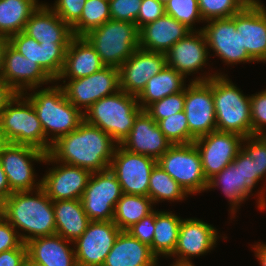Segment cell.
I'll return each instance as SVG.
<instances>
[{
  "label": "cell",
  "mask_w": 266,
  "mask_h": 266,
  "mask_svg": "<svg viewBox=\"0 0 266 266\" xmlns=\"http://www.w3.org/2000/svg\"><path fill=\"white\" fill-rule=\"evenodd\" d=\"M117 145L109 134L83 120L54 142L48 154L55 161L98 172L109 169Z\"/></svg>",
  "instance_id": "1"
},
{
  "label": "cell",
  "mask_w": 266,
  "mask_h": 266,
  "mask_svg": "<svg viewBox=\"0 0 266 266\" xmlns=\"http://www.w3.org/2000/svg\"><path fill=\"white\" fill-rule=\"evenodd\" d=\"M0 214L18 233L22 232L19 236L24 244L37 237L56 234L53 201L41 187L33 191L13 192L0 205Z\"/></svg>",
  "instance_id": "2"
},
{
  "label": "cell",
  "mask_w": 266,
  "mask_h": 266,
  "mask_svg": "<svg viewBox=\"0 0 266 266\" xmlns=\"http://www.w3.org/2000/svg\"><path fill=\"white\" fill-rule=\"evenodd\" d=\"M37 89H30L31 94L24 92L23 95L32 103L44 135L52 145L60 137L77 129L84 120V115L70 103L58 83Z\"/></svg>",
  "instance_id": "3"
},
{
  "label": "cell",
  "mask_w": 266,
  "mask_h": 266,
  "mask_svg": "<svg viewBox=\"0 0 266 266\" xmlns=\"http://www.w3.org/2000/svg\"><path fill=\"white\" fill-rule=\"evenodd\" d=\"M141 111L136 96L119 90L95 102L83 115L87 123L99 127L120 145Z\"/></svg>",
  "instance_id": "4"
},
{
  "label": "cell",
  "mask_w": 266,
  "mask_h": 266,
  "mask_svg": "<svg viewBox=\"0 0 266 266\" xmlns=\"http://www.w3.org/2000/svg\"><path fill=\"white\" fill-rule=\"evenodd\" d=\"M216 128L244 138L252 136L250 95L245 96L227 75L213 77Z\"/></svg>",
  "instance_id": "5"
},
{
  "label": "cell",
  "mask_w": 266,
  "mask_h": 266,
  "mask_svg": "<svg viewBox=\"0 0 266 266\" xmlns=\"http://www.w3.org/2000/svg\"><path fill=\"white\" fill-rule=\"evenodd\" d=\"M0 129L6 143L32 146L47 154L51 149L32 103L23 94H16L0 114Z\"/></svg>",
  "instance_id": "6"
},
{
  "label": "cell",
  "mask_w": 266,
  "mask_h": 266,
  "mask_svg": "<svg viewBox=\"0 0 266 266\" xmlns=\"http://www.w3.org/2000/svg\"><path fill=\"white\" fill-rule=\"evenodd\" d=\"M84 37L105 66L119 68L139 48V29L126 21L110 19Z\"/></svg>",
  "instance_id": "7"
},
{
  "label": "cell",
  "mask_w": 266,
  "mask_h": 266,
  "mask_svg": "<svg viewBox=\"0 0 266 266\" xmlns=\"http://www.w3.org/2000/svg\"><path fill=\"white\" fill-rule=\"evenodd\" d=\"M203 74V76L199 74L194 79L191 78L188 87L185 88L184 112L189 132L195 138L217 130L213 100V77L227 75L221 72Z\"/></svg>",
  "instance_id": "8"
},
{
  "label": "cell",
  "mask_w": 266,
  "mask_h": 266,
  "mask_svg": "<svg viewBox=\"0 0 266 266\" xmlns=\"http://www.w3.org/2000/svg\"><path fill=\"white\" fill-rule=\"evenodd\" d=\"M157 163L188 195L207 191L208 180L204 175L200 154L194 143L172 145Z\"/></svg>",
  "instance_id": "9"
},
{
  "label": "cell",
  "mask_w": 266,
  "mask_h": 266,
  "mask_svg": "<svg viewBox=\"0 0 266 266\" xmlns=\"http://www.w3.org/2000/svg\"><path fill=\"white\" fill-rule=\"evenodd\" d=\"M46 155L44 151L28 145L6 143L1 148L0 163L12 192L33 191L41 187L33 161L43 163Z\"/></svg>",
  "instance_id": "10"
},
{
  "label": "cell",
  "mask_w": 266,
  "mask_h": 266,
  "mask_svg": "<svg viewBox=\"0 0 266 266\" xmlns=\"http://www.w3.org/2000/svg\"><path fill=\"white\" fill-rule=\"evenodd\" d=\"M66 80L67 83H60V86L70 103L82 113L101 98L120 90L119 69L111 66H105L87 77Z\"/></svg>",
  "instance_id": "11"
},
{
  "label": "cell",
  "mask_w": 266,
  "mask_h": 266,
  "mask_svg": "<svg viewBox=\"0 0 266 266\" xmlns=\"http://www.w3.org/2000/svg\"><path fill=\"white\" fill-rule=\"evenodd\" d=\"M122 194L117 177L110 169H107L92 172L81 202L91 221H110L113 220L117 201Z\"/></svg>",
  "instance_id": "12"
},
{
  "label": "cell",
  "mask_w": 266,
  "mask_h": 266,
  "mask_svg": "<svg viewBox=\"0 0 266 266\" xmlns=\"http://www.w3.org/2000/svg\"><path fill=\"white\" fill-rule=\"evenodd\" d=\"M157 160L129 152L117 145L109 169L115 174L124 194L147 196L149 179Z\"/></svg>",
  "instance_id": "13"
},
{
  "label": "cell",
  "mask_w": 266,
  "mask_h": 266,
  "mask_svg": "<svg viewBox=\"0 0 266 266\" xmlns=\"http://www.w3.org/2000/svg\"><path fill=\"white\" fill-rule=\"evenodd\" d=\"M201 27L209 55L211 50L226 65L256 62L242 47L241 32L236 30V14L231 18L213 19Z\"/></svg>",
  "instance_id": "14"
},
{
  "label": "cell",
  "mask_w": 266,
  "mask_h": 266,
  "mask_svg": "<svg viewBox=\"0 0 266 266\" xmlns=\"http://www.w3.org/2000/svg\"><path fill=\"white\" fill-rule=\"evenodd\" d=\"M43 163L54 165L41 179V188L52 201L81 199L91 171L55 161L49 154Z\"/></svg>",
  "instance_id": "15"
},
{
  "label": "cell",
  "mask_w": 266,
  "mask_h": 266,
  "mask_svg": "<svg viewBox=\"0 0 266 266\" xmlns=\"http://www.w3.org/2000/svg\"><path fill=\"white\" fill-rule=\"evenodd\" d=\"M243 140L244 137L239 134L217 130L195 139L194 145L200 154L207 180L233 162Z\"/></svg>",
  "instance_id": "16"
},
{
  "label": "cell",
  "mask_w": 266,
  "mask_h": 266,
  "mask_svg": "<svg viewBox=\"0 0 266 266\" xmlns=\"http://www.w3.org/2000/svg\"><path fill=\"white\" fill-rule=\"evenodd\" d=\"M112 221H91L73 242L77 266H102L120 233Z\"/></svg>",
  "instance_id": "17"
},
{
  "label": "cell",
  "mask_w": 266,
  "mask_h": 266,
  "mask_svg": "<svg viewBox=\"0 0 266 266\" xmlns=\"http://www.w3.org/2000/svg\"><path fill=\"white\" fill-rule=\"evenodd\" d=\"M1 78L17 94L55 83L36 62L20 54L9 42L4 50Z\"/></svg>",
  "instance_id": "18"
},
{
  "label": "cell",
  "mask_w": 266,
  "mask_h": 266,
  "mask_svg": "<svg viewBox=\"0 0 266 266\" xmlns=\"http://www.w3.org/2000/svg\"><path fill=\"white\" fill-rule=\"evenodd\" d=\"M218 231L213 225L197 218L182 219L178 242L170 256L176 261L192 262V257L204 256L211 252L219 240Z\"/></svg>",
  "instance_id": "19"
},
{
  "label": "cell",
  "mask_w": 266,
  "mask_h": 266,
  "mask_svg": "<svg viewBox=\"0 0 266 266\" xmlns=\"http://www.w3.org/2000/svg\"><path fill=\"white\" fill-rule=\"evenodd\" d=\"M166 66L163 53L138 48L118 69L120 90L138 96L148 80Z\"/></svg>",
  "instance_id": "20"
},
{
  "label": "cell",
  "mask_w": 266,
  "mask_h": 266,
  "mask_svg": "<svg viewBox=\"0 0 266 266\" xmlns=\"http://www.w3.org/2000/svg\"><path fill=\"white\" fill-rule=\"evenodd\" d=\"M120 146L129 152L158 160L172 143L164 136L157 122L142 110L135 118L130 134Z\"/></svg>",
  "instance_id": "21"
},
{
  "label": "cell",
  "mask_w": 266,
  "mask_h": 266,
  "mask_svg": "<svg viewBox=\"0 0 266 266\" xmlns=\"http://www.w3.org/2000/svg\"><path fill=\"white\" fill-rule=\"evenodd\" d=\"M9 43L27 59L36 62L54 82L57 80L69 43H39L23 31L11 36Z\"/></svg>",
  "instance_id": "22"
},
{
  "label": "cell",
  "mask_w": 266,
  "mask_h": 266,
  "mask_svg": "<svg viewBox=\"0 0 266 266\" xmlns=\"http://www.w3.org/2000/svg\"><path fill=\"white\" fill-rule=\"evenodd\" d=\"M166 66L177 72L193 75L203 70L209 64V50L202 30L191 31L184 38L176 42L166 53ZM209 56V57H208ZM193 73V74H192Z\"/></svg>",
  "instance_id": "23"
},
{
  "label": "cell",
  "mask_w": 266,
  "mask_h": 266,
  "mask_svg": "<svg viewBox=\"0 0 266 266\" xmlns=\"http://www.w3.org/2000/svg\"><path fill=\"white\" fill-rule=\"evenodd\" d=\"M236 30L241 32L242 47L258 63L266 62V7L247 4L236 14Z\"/></svg>",
  "instance_id": "24"
},
{
  "label": "cell",
  "mask_w": 266,
  "mask_h": 266,
  "mask_svg": "<svg viewBox=\"0 0 266 266\" xmlns=\"http://www.w3.org/2000/svg\"><path fill=\"white\" fill-rule=\"evenodd\" d=\"M23 32L39 43H69L74 37L65 23L47 3H41L31 14Z\"/></svg>",
  "instance_id": "25"
},
{
  "label": "cell",
  "mask_w": 266,
  "mask_h": 266,
  "mask_svg": "<svg viewBox=\"0 0 266 266\" xmlns=\"http://www.w3.org/2000/svg\"><path fill=\"white\" fill-rule=\"evenodd\" d=\"M189 32L184 24L165 14L139 29V48L165 54Z\"/></svg>",
  "instance_id": "26"
},
{
  "label": "cell",
  "mask_w": 266,
  "mask_h": 266,
  "mask_svg": "<svg viewBox=\"0 0 266 266\" xmlns=\"http://www.w3.org/2000/svg\"><path fill=\"white\" fill-rule=\"evenodd\" d=\"M105 65L95 48L85 37H73L66 50L64 66L61 74L55 82H65L67 79H79L87 77Z\"/></svg>",
  "instance_id": "27"
},
{
  "label": "cell",
  "mask_w": 266,
  "mask_h": 266,
  "mask_svg": "<svg viewBox=\"0 0 266 266\" xmlns=\"http://www.w3.org/2000/svg\"><path fill=\"white\" fill-rule=\"evenodd\" d=\"M72 244L57 234L37 237L26 243L27 255L46 266H77Z\"/></svg>",
  "instance_id": "28"
},
{
  "label": "cell",
  "mask_w": 266,
  "mask_h": 266,
  "mask_svg": "<svg viewBox=\"0 0 266 266\" xmlns=\"http://www.w3.org/2000/svg\"><path fill=\"white\" fill-rule=\"evenodd\" d=\"M158 261L148 245L120 231L102 266H156Z\"/></svg>",
  "instance_id": "29"
},
{
  "label": "cell",
  "mask_w": 266,
  "mask_h": 266,
  "mask_svg": "<svg viewBox=\"0 0 266 266\" xmlns=\"http://www.w3.org/2000/svg\"><path fill=\"white\" fill-rule=\"evenodd\" d=\"M53 210L56 234L70 242H75L91 222L81 199L53 201Z\"/></svg>",
  "instance_id": "30"
},
{
  "label": "cell",
  "mask_w": 266,
  "mask_h": 266,
  "mask_svg": "<svg viewBox=\"0 0 266 266\" xmlns=\"http://www.w3.org/2000/svg\"><path fill=\"white\" fill-rule=\"evenodd\" d=\"M216 187H220L221 192L228 198L231 219L235 218L236 215L234 214H236L240 205L250 197L245 192V183H242L241 150L229 166H226L208 180L207 191Z\"/></svg>",
  "instance_id": "31"
},
{
  "label": "cell",
  "mask_w": 266,
  "mask_h": 266,
  "mask_svg": "<svg viewBox=\"0 0 266 266\" xmlns=\"http://www.w3.org/2000/svg\"><path fill=\"white\" fill-rule=\"evenodd\" d=\"M186 77L175 69L165 66L158 74L153 75L146 83L145 88L137 96L142 110L150 104L163 99L166 96L184 91Z\"/></svg>",
  "instance_id": "32"
},
{
  "label": "cell",
  "mask_w": 266,
  "mask_h": 266,
  "mask_svg": "<svg viewBox=\"0 0 266 266\" xmlns=\"http://www.w3.org/2000/svg\"><path fill=\"white\" fill-rule=\"evenodd\" d=\"M181 222L180 216L172 211L155 210L154 237L150 249L157 258L159 256L170 258L174 253Z\"/></svg>",
  "instance_id": "33"
},
{
  "label": "cell",
  "mask_w": 266,
  "mask_h": 266,
  "mask_svg": "<svg viewBox=\"0 0 266 266\" xmlns=\"http://www.w3.org/2000/svg\"><path fill=\"white\" fill-rule=\"evenodd\" d=\"M39 0H0V35L10 38L24 30Z\"/></svg>",
  "instance_id": "34"
},
{
  "label": "cell",
  "mask_w": 266,
  "mask_h": 266,
  "mask_svg": "<svg viewBox=\"0 0 266 266\" xmlns=\"http://www.w3.org/2000/svg\"><path fill=\"white\" fill-rule=\"evenodd\" d=\"M147 196L122 194L117 201L113 222L121 231H127L134 224L150 214L154 208Z\"/></svg>",
  "instance_id": "35"
},
{
  "label": "cell",
  "mask_w": 266,
  "mask_h": 266,
  "mask_svg": "<svg viewBox=\"0 0 266 266\" xmlns=\"http://www.w3.org/2000/svg\"><path fill=\"white\" fill-rule=\"evenodd\" d=\"M148 197L152 203L182 201L188 197L185 190L157 163L149 179Z\"/></svg>",
  "instance_id": "36"
},
{
  "label": "cell",
  "mask_w": 266,
  "mask_h": 266,
  "mask_svg": "<svg viewBox=\"0 0 266 266\" xmlns=\"http://www.w3.org/2000/svg\"><path fill=\"white\" fill-rule=\"evenodd\" d=\"M110 19L109 0H86L80 19L71 27L73 36L84 37Z\"/></svg>",
  "instance_id": "37"
},
{
  "label": "cell",
  "mask_w": 266,
  "mask_h": 266,
  "mask_svg": "<svg viewBox=\"0 0 266 266\" xmlns=\"http://www.w3.org/2000/svg\"><path fill=\"white\" fill-rule=\"evenodd\" d=\"M158 127L164 136L175 144L194 143L195 137L189 132V127L184 111L170 115L169 117L159 120Z\"/></svg>",
  "instance_id": "38"
},
{
  "label": "cell",
  "mask_w": 266,
  "mask_h": 266,
  "mask_svg": "<svg viewBox=\"0 0 266 266\" xmlns=\"http://www.w3.org/2000/svg\"><path fill=\"white\" fill-rule=\"evenodd\" d=\"M165 12L166 15L172 16L191 31L202 30V28L196 29L194 26L196 22H204L199 10L198 0H169L165 4Z\"/></svg>",
  "instance_id": "39"
},
{
  "label": "cell",
  "mask_w": 266,
  "mask_h": 266,
  "mask_svg": "<svg viewBox=\"0 0 266 266\" xmlns=\"http://www.w3.org/2000/svg\"><path fill=\"white\" fill-rule=\"evenodd\" d=\"M198 5L205 23L213 19L231 18L247 3L244 0H198Z\"/></svg>",
  "instance_id": "40"
},
{
  "label": "cell",
  "mask_w": 266,
  "mask_h": 266,
  "mask_svg": "<svg viewBox=\"0 0 266 266\" xmlns=\"http://www.w3.org/2000/svg\"><path fill=\"white\" fill-rule=\"evenodd\" d=\"M241 149L255 161L256 183L266 177V135H253L244 138Z\"/></svg>",
  "instance_id": "41"
},
{
  "label": "cell",
  "mask_w": 266,
  "mask_h": 266,
  "mask_svg": "<svg viewBox=\"0 0 266 266\" xmlns=\"http://www.w3.org/2000/svg\"><path fill=\"white\" fill-rule=\"evenodd\" d=\"M185 90L150 104L145 111L156 121L184 111Z\"/></svg>",
  "instance_id": "42"
},
{
  "label": "cell",
  "mask_w": 266,
  "mask_h": 266,
  "mask_svg": "<svg viewBox=\"0 0 266 266\" xmlns=\"http://www.w3.org/2000/svg\"><path fill=\"white\" fill-rule=\"evenodd\" d=\"M252 136L266 135V89L250 95Z\"/></svg>",
  "instance_id": "43"
},
{
  "label": "cell",
  "mask_w": 266,
  "mask_h": 266,
  "mask_svg": "<svg viewBox=\"0 0 266 266\" xmlns=\"http://www.w3.org/2000/svg\"><path fill=\"white\" fill-rule=\"evenodd\" d=\"M142 0H109L112 20L135 23Z\"/></svg>",
  "instance_id": "44"
},
{
  "label": "cell",
  "mask_w": 266,
  "mask_h": 266,
  "mask_svg": "<svg viewBox=\"0 0 266 266\" xmlns=\"http://www.w3.org/2000/svg\"><path fill=\"white\" fill-rule=\"evenodd\" d=\"M86 0H56L49 7L70 27L81 17Z\"/></svg>",
  "instance_id": "45"
},
{
  "label": "cell",
  "mask_w": 266,
  "mask_h": 266,
  "mask_svg": "<svg viewBox=\"0 0 266 266\" xmlns=\"http://www.w3.org/2000/svg\"><path fill=\"white\" fill-rule=\"evenodd\" d=\"M165 14V5L158 0H142L135 24L140 29L145 24L155 21Z\"/></svg>",
  "instance_id": "46"
},
{
  "label": "cell",
  "mask_w": 266,
  "mask_h": 266,
  "mask_svg": "<svg viewBox=\"0 0 266 266\" xmlns=\"http://www.w3.org/2000/svg\"><path fill=\"white\" fill-rule=\"evenodd\" d=\"M155 229V209L127 231L142 243L151 246Z\"/></svg>",
  "instance_id": "47"
},
{
  "label": "cell",
  "mask_w": 266,
  "mask_h": 266,
  "mask_svg": "<svg viewBox=\"0 0 266 266\" xmlns=\"http://www.w3.org/2000/svg\"><path fill=\"white\" fill-rule=\"evenodd\" d=\"M23 243L18 231L0 214V253L18 248Z\"/></svg>",
  "instance_id": "48"
},
{
  "label": "cell",
  "mask_w": 266,
  "mask_h": 266,
  "mask_svg": "<svg viewBox=\"0 0 266 266\" xmlns=\"http://www.w3.org/2000/svg\"><path fill=\"white\" fill-rule=\"evenodd\" d=\"M241 174L242 183H245V192L253 196V190L256 186V166L255 161L251 160L248 155L241 149Z\"/></svg>",
  "instance_id": "49"
},
{
  "label": "cell",
  "mask_w": 266,
  "mask_h": 266,
  "mask_svg": "<svg viewBox=\"0 0 266 266\" xmlns=\"http://www.w3.org/2000/svg\"><path fill=\"white\" fill-rule=\"evenodd\" d=\"M27 258V246L22 244L15 249L0 253V266H23Z\"/></svg>",
  "instance_id": "50"
},
{
  "label": "cell",
  "mask_w": 266,
  "mask_h": 266,
  "mask_svg": "<svg viewBox=\"0 0 266 266\" xmlns=\"http://www.w3.org/2000/svg\"><path fill=\"white\" fill-rule=\"evenodd\" d=\"M17 93L0 78V114Z\"/></svg>",
  "instance_id": "51"
},
{
  "label": "cell",
  "mask_w": 266,
  "mask_h": 266,
  "mask_svg": "<svg viewBox=\"0 0 266 266\" xmlns=\"http://www.w3.org/2000/svg\"><path fill=\"white\" fill-rule=\"evenodd\" d=\"M6 174L0 163V205L12 194Z\"/></svg>",
  "instance_id": "52"
},
{
  "label": "cell",
  "mask_w": 266,
  "mask_h": 266,
  "mask_svg": "<svg viewBox=\"0 0 266 266\" xmlns=\"http://www.w3.org/2000/svg\"><path fill=\"white\" fill-rule=\"evenodd\" d=\"M252 247L260 266H266V243L264 244L263 242H258Z\"/></svg>",
  "instance_id": "53"
},
{
  "label": "cell",
  "mask_w": 266,
  "mask_h": 266,
  "mask_svg": "<svg viewBox=\"0 0 266 266\" xmlns=\"http://www.w3.org/2000/svg\"><path fill=\"white\" fill-rule=\"evenodd\" d=\"M8 42H9V38L0 35V78H1V75H2L4 50H5Z\"/></svg>",
  "instance_id": "54"
},
{
  "label": "cell",
  "mask_w": 266,
  "mask_h": 266,
  "mask_svg": "<svg viewBox=\"0 0 266 266\" xmlns=\"http://www.w3.org/2000/svg\"><path fill=\"white\" fill-rule=\"evenodd\" d=\"M23 266H46L38 262L33 261L28 255Z\"/></svg>",
  "instance_id": "55"
},
{
  "label": "cell",
  "mask_w": 266,
  "mask_h": 266,
  "mask_svg": "<svg viewBox=\"0 0 266 266\" xmlns=\"http://www.w3.org/2000/svg\"><path fill=\"white\" fill-rule=\"evenodd\" d=\"M175 262H173V264L170 266H195L193 262H181V261H176L174 260ZM159 262H157V265L156 266H160L158 265Z\"/></svg>",
  "instance_id": "56"
},
{
  "label": "cell",
  "mask_w": 266,
  "mask_h": 266,
  "mask_svg": "<svg viewBox=\"0 0 266 266\" xmlns=\"http://www.w3.org/2000/svg\"><path fill=\"white\" fill-rule=\"evenodd\" d=\"M5 144H6V141H5L4 136L2 134V130L0 129V150Z\"/></svg>",
  "instance_id": "57"
},
{
  "label": "cell",
  "mask_w": 266,
  "mask_h": 266,
  "mask_svg": "<svg viewBox=\"0 0 266 266\" xmlns=\"http://www.w3.org/2000/svg\"><path fill=\"white\" fill-rule=\"evenodd\" d=\"M247 4H257L261 3V0H244Z\"/></svg>",
  "instance_id": "58"
},
{
  "label": "cell",
  "mask_w": 266,
  "mask_h": 266,
  "mask_svg": "<svg viewBox=\"0 0 266 266\" xmlns=\"http://www.w3.org/2000/svg\"><path fill=\"white\" fill-rule=\"evenodd\" d=\"M158 1L165 5L169 0H158Z\"/></svg>",
  "instance_id": "59"
}]
</instances>
